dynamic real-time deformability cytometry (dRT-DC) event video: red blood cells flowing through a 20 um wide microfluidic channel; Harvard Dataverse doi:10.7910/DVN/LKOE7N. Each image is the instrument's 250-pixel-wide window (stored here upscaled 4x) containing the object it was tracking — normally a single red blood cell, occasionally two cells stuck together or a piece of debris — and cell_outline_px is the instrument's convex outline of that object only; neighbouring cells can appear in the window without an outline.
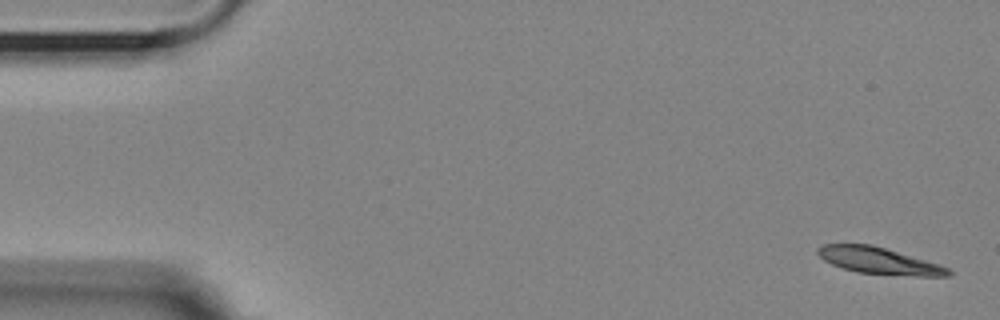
{"species": "Egyptian fruit bat (a non-hibernating species)", "species_latin": "Rousettus aegyptiacus", "temperature_condition": "room temperature", "stored_images_in_passage": 54, "camera_frame_rate_fps": 3000, "um_per_image_px": 0.085, "animal": {"sex": "female"}, "frame": {"image": 1, "passage_image": 1, "time_ms": 0.0, "image_size_px": [1000, 320], "cell_outline_px": [[952, 276], [916, 276], [856, 272], [832, 264], [824, 260], [816, 252], [816, 248], [824, 244], [872, 244], [940, 264], [948, 268], [952, 272]], "centroid_in_image_um": [74.73, 22.16], "position_along_channel_um": 10.3, "area_um2": 20.17}}
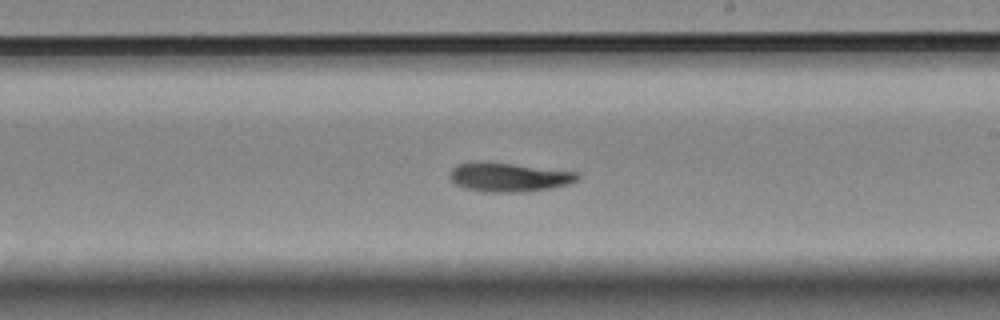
{"frame": {"image": 2, "passage_image": 31, "time_ms": 10.0, "image_size_px": [1000, 320], "cell_outline_px": [[580, 176], [576, 180], [568, 184], [552, 188], [524, 192], [484, 192], [464, 188], [456, 184], [452, 180], [452, 168], [456, 164], [476, 160], [484, 160], [576, 172]], "centroid_in_image_um": [43.22, 15.04], "position_along_channel_um": 245.8, "area_um2": 21.73}}
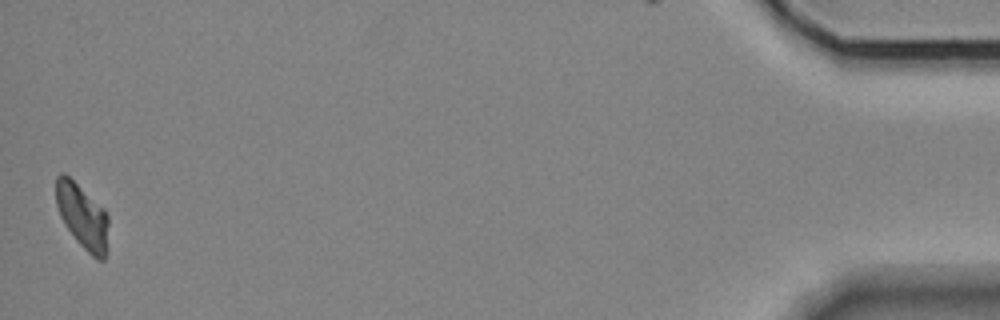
{"frame": {"image": 3, "passage_image": 54, "time_ms": 17.667, "image_size_px": [1000, 320], "cell_outline_px": [[108, 248], [104, 260], [96, 260], [76, 240], [64, 224], [60, 216], [56, 204], [56, 176], [60, 172], [64, 172], [104, 208], [108, 216]], "centroid_in_image_um": [7.02, 18.4], "position_along_channel_um": 428.2, "area_um2": 20.0}, "authors_computed_cell_mechanics": {"area_um2": 20.8658, "velocity_mm_per_s": 3.5681, "shape_relaxation_time_tau1_ms": 5.7482, "shape_relaxation_time_tau2_ms": 7.0821, "deformation_change_tau1": 0.1584, "deformation_change_tau2": 0.1061}}